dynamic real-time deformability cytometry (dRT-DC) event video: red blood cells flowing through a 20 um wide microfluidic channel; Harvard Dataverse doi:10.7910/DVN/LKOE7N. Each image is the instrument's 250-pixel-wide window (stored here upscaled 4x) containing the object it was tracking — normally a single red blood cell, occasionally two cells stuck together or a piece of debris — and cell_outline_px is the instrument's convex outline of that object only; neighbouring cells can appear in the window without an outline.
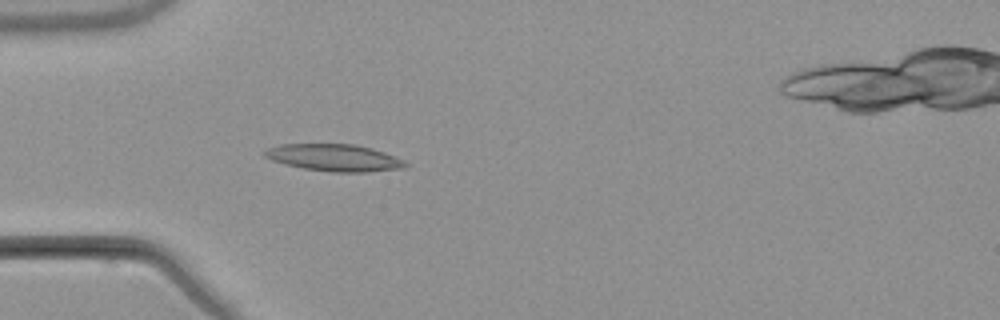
{"species": "common noctule bat (a hibernating species)", "species_latin": "Nyctalus noctula", "temperature_condition": "warm", "stored_images_in_passage": 3, "camera_frame_rate_fps": 3000, "um_per_image_px": 0.085, "animal": {"sex": "male", "body_mass_g": 21.5, "forearm_length_mm": 52.0}, "frame": {"image": 1, "passage_image": 3, "time_ms": 3.333, "image_size_px": [1000, 320], "cell_outline_px": [[408, 164], [404, 168], [368, 172], [328, 172], [304, 168], [284, 164], [272, 160], [264, 156], [264, 152], [268, 148], [280, 144], [356, 144], [372, 148], [384, 152], [404, 160]], "centroid_in_image_um": [28.43, 13.4], "position_along_channel_um": 56.6, "area_um2": 22.2}}